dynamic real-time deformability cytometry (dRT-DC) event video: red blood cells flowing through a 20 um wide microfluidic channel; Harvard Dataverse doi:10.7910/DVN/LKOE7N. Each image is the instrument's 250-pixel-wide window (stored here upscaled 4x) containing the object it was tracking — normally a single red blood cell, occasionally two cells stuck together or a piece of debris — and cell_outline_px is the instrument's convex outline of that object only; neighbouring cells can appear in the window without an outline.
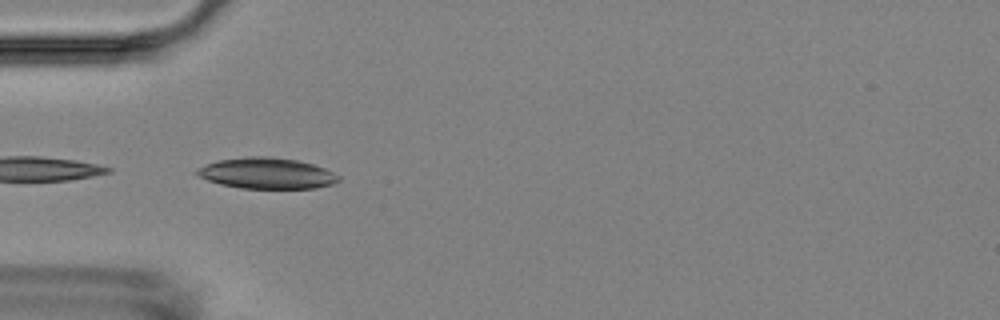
{"species": "Egyptian fruit bat (a non-hibernating species)", "species_latin": "Rousettus aegyptiacus", "temperature_condition": "room temperature", "stored_images_in_passage": 8, "camera_frame_rate_fps": 3000, "um_per_image_px": 0.085, "animal": {"sex": "female"}, "frame": {"image": 1, "passage_image": 5, "time_ms": 4.667, "image_size_px": [1000, 320], "cell_outline_px": [[340, 180], [332, 184], [316, 188], [240, 188], [220, 184], [208, 180], [192, 172], [196, 168], [220, 160], [248, 156], [268, 156], [296, 160], [312, 164], [324, 168], [340, 176]], "centroid_in_image_um": [22.66, 14.73], "position_along_channel_um": 62.3, "area_um2": 25.43}}
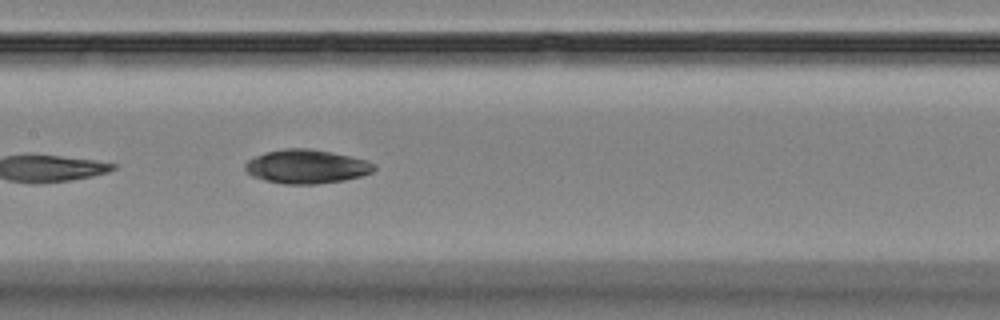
{"frame": {"image": 2, "passage_image": 8, "time_ms": 8.0, "image_size_px": [1000, 320], "cell_outline_px": [[376, 168], [372, 172], [360, 176], [344, 180], [316, 184], [284, 184], [264, 180], [252, 176], [244, 168], [244, 164], [248, 160], [256, 156], [268, 152], [284, 148], [308, 148], [332, 152], [368, 160], [376, 164]], "centroid_in_image_um": [26.07, 14.15], "position_along_channel_um": 181.3, "area_um2": 25.49}}